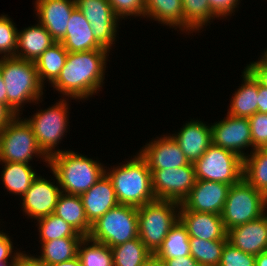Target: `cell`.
I'll use <instances>...</instances> for the list:
<instances>
[{
  "label": "cell",
  "mask_w": 267,
  "mask_h": 266,
  "mask_svg": "<svg viewBox=\"0 0 267 266\" xmlns=\"http://www.w3.org/2000/svg\"><path fill=\"white\" fill-rule=\"evenodd\" d=\"M108 49L68 52L64 67L52 87L72 99H87L100 91L105 79Z\"/></svg>",
  "instance_id": "6da1fadb"
},
{
  "label": "cell",
  "mask_w": 267,
  "mask_h": 266,
  "mask_svg": "<svg viewBox=\"0 0 267 266\" xmlns=\"http://www.w3.org/2000/svg\"><path fill=\"white\" fill-rule=\"evenodd\" d=\"M47 166L58 180L61 192L73 195L85 193L105 174L99 161L71 150L53 154Z\"/></svg>",
  "instance_id": "7a4b0ae2"
},
{
  "label": "cell",
  "mask_w": 267,
  "mask_h": 266,
  "mask_svg": "<svg viewBox=\"0 0 267 266\" xmlns=\"http://www.w3.org/2000/svg\"><path fill=\"white\" fill-rule=\"evenodd\" d=\"M112 169V170H111ZM106 171L114 187L119 204L141 207L156 200L152 190L151 171L138 153L132 160Z\"/></svg>",
  "instance_id": "3957f363"
},
{
  "label": "cell",
  "mask_w": 267,
  "mask_h": 266,
  "mask_svg": "<svg viewBox=\"0 0 267 266\" xmlns=\"http://www.w3.org/2000/svg\"><path fill=\"white\" fill-rule=\"evenodd\" d=\"M0 71L6 86L7 106L16 115H20L25 102L40 101L44 86L40 83L34 62L1 56Z\"/></svg>",
  "instance_id": "277c9868"
},
{
  "label": "cell",
  "mask_w": 267,
  "mask_h": 266,
  "mask_svg": "<svg viewBox=\"0 0 267 266\" xmlns=\"http://www.w3.org/2000/svg\"><path fill=\"white\" fill-rule=\"evenodd\" d=\"M180 206L176 201L156 199L138 208V235L152 254L180 220Z\"/></svg>",
  "instance_id": "5b68a950"
},
{
  "label": "cell",
  "mask_w": 267,
  "mask_h": 266,
  "mask_svg": "<svg viewBox=\"0 0 267 266\" xmlns=\"http://www.w3.org/2000/svg\"><path fill=\"white\" fill-rule=\"evenodd\" d=\"M267 204L262 192L244 178L229 188L221 217L226 231L233 227L259 219L265 214Z\"/></svg>",
  "instance_id": "8992f818"
},
{
  "label": "cell",
  "mask_w": 267,
  "mask_h": 266,
  "mask_svg": "<svg viewBox=\"0 0 267 266\" xmlns=\"http://www.w3.org/2000/svg\"><path fill=\"white\" fill-rule=\"evenodd\" d=\"M91 240L115 247L138 238V208L119 204L92 224Z\"/></svg>",
  "instance_id": "52a82bcc"
},
{
  "label": "cell",
  "mask_w": 267,
  "mask_h": 266,
  "mask_svg": "<svg viewBox=\"0 0 267 266\" xmlns=\"http://www.w3.org/2000/svg\"><path fill=\"white\" fill-rule=\"evenodd\" d=\"M33 156H39L48 163L49 157L40 149L32 128L17 115L0 130V162L29 164Z\"/></svg>",
  "instance_id": "ba28073f"
},
{
  "label": "cell",
  "mask_w": 267,
  "mask_h": 266,
  "mask_svg": "<svg viewBox=\"0 0 267 266\" xmlns=\"http://www.w3.org/2000/svg\"><path fill=\"white\" fill-rule=\"evenodd\" d=\"M196 179L235 184L243 178V158L211 144L194 163Z\"/></svg>",
  "instance_id": "9c48e42d"
},
{
  "label": "cell",
  "mask_w": 267,
  "mask_h": 266,
  "mask_svg": "<svg viewBox=\"0 0 267 266\" xmlns=\"http://www.w3.org/2000/svg\"><path fill=\"white\" fill-rule=\"evenodd\" d=\"M67 103L66 98L60 99L53 106L35 113L33 117L25 118L32 128L40 149L48 157L62 151L60 149L55 150V147L68 129L69 112Z\"/></svg>",
  "instance_id": "30bf717a"
},
{
  "label": "cell",
  "mask_w": 267,
  "mask_h": 266,
  "mask_svg": "<svg viewBox=\"0 0 267 266\" xmlns=\"http://www.w3.org/2000/svg\"><path fill=\"white\" fill-rule=\"evenodd\" d=\"M150 171L152 190L159 200L182 203L197 181L193 163L178 168Z\"/></svg>",
  "instance_id": "8fae6325"
},
{
  "label": "cell",
  "mask_w": 267,
  "mask_h": 266,
  "mask_svg": "<svg viewBox=\"0 0 267 266\" xmlns=\"http://www.w3.org/2000/svg\"><path fill=\"white\" fill-rule=\"evenodd\" d=\"M76 7L90 23L95 39L110 51L120 18L112 10L109 0H75Z\"/></svg>",
  "instance_id": "7c38bea8"
},
{
  "label": "cell",
  "mask_w": 267,
  "mask_h": 266,
  "mask_svg": "<svg viewBox=\"0 0 267 266\" xmlns=\"http://www.w3.org/2000/svg\"><path fill=\"white\" fill-rule=\"evenodd\" d=\"M212 144L230 150L241 158L248 154L243 153L242 149L253 147L251 130L248 118L226 116L221 121L211 124Z\"/></svg>",
  "instance_id": "4fadbf2b"
},
{
  "label": "cell",
  "mask_w": 267,
  "mask_h": 266,
  "mask_svg": "<svg viewBox=\"0 0 267 266\" xmlns=\"http://www.w3.org/2000/svg\"><path fill=\"white\" fill-rule=\"evenodd\" d=\"M231 185L222 182L197 180L179 211H195L220 215Z\"/></svg>",
  "instance_id": "5bb4252c"
},
{
  "label": "cell",
  "mask_w": 267,
  "mask_h": 266,
  "mask_svg": "<svg viewBox=\"0 0 267 266\" xmlns=\"http://www.w3.org/2000/svg\"><path fill=\"white\" fill-rule=\"evenodd\" d=\"M42 176H37L29 190L22 196V208L28 217L39 219L54 213L61 188Z\"/></svg>",
  "instance_id": "9a60e30c"
},
{
  "label": "cell",
  "mask_w": 267,
  "mask_h": 266,
  "mask_svg": "<svg viewBox=\"0 0 267 266\" xmlns=\"http://www.w3.org/2000/svg\"><path fill=\"white\" fill-rule=\"evenodd\" d=\"M139 154L146 160L150 170L178 168L189 164L179 144L170 135L149 142Z\"/></svg>",
  "instance_id": "2e32d148"
},
{
  "label": "cell",
  "mask_w": 267,
  "mask_h": 266,
  "mask_svg": "<svg viewBox=\"0 0 267 266\" xmlns=\"http://www.w3.org/2000/svg\"><path fill=\"white\" fill-rule=\"evenodd\" d=\"M36 15L39 23L56 42H61L67 30L69 18L76 8L75 0H36Z\"/></svg>",
  "instance_id": "e0dca14e"
},
{
  "label": "cell",
  "mask_w": 267,
  "mask_h": 266,
  "mask_svg": "<svg viewBox=\"0 0 267 266\" xmlns=\"http://www.w3.org/2000/svg\"><path fill=\"white\" fill-rule=\"evenodd\" d=\"M228 242L243 252L258 255L267 251V214L227 231Z\"/></svg>",
  "instance_id": "ac0fdd59"
},
{
  "label": "cell",
  "mask_w": 267,
  "mask_h": 266,
  "mask_svg": "<svg viewBox=\"0 0 267 266\" xmlns=\"http://www.w3.org/2000/svg\"><path fill=\"white\" fill-rule=\"evenodd\" d=\"M171 136L179 144L189 163H195L212 144L211 125L192 120Z\"/></svg>",
  "instance_id": "d6986e66"
},
{
  "label": "cell",
  "mask_w": 267,
  "mask_h": 266,
  "mask_svg": "<svg viewBox=\"0 0 267 266\" xmlns=\"http://www.w3.org/2000/svg\"><path fill=\"white\" fill-rule=\"evenodd\" d=\"M80 197L86 218L91 225L107 211L119 205L112 182L106 174Z\"/></svg>",
  "instance_id": "ffe728a7"
},
{
  "label": "cell",
  "mask_w": 267,
  "mask_h": 266,
  "mask_svg": "<svg viewBox=\"0 0 267 266\" xmlns=\"http://www.w3.org/2000/svg\"><path fill=\"white\" fill-rule=\"evenodd\" d=\"M180 221L189 238L202 240L228 239L221 215L195 211H180Z\"/></svg>",
  "instance_id": "44dd1931"
},
{
  "label": "cell",
  "mask_w": 267,
  "mask_h": 266,
  "mask_svg": "<svg viewBox=\"0 0 267 266\" xmlns=\"http://www.w3.org/2000/svg\"><path fill=\"white\" fill-rule=\"evenodd\" d=\"M61 43L68 52L105 49L95 39L90 23L77 7L69 18L67 30Z\"/></svg>",
  "instance_id": "7402d4cb"
},
{
  "label": "cell",
  "mask_w": 267,
  "mask_h": 266,
  "mask_svg": "<svg viewBox=\"0 0 267 266\" xmlns=\"http://www.w3.org/2000/svg\"><path fill=\"white\" fill-rule=\"evenodd\" d=\"M56 41L41 23L18 30L17 50L14 57L35 62Z\"/></svg>",
  "instance_id": "603a6c76"
},
{
  "label": "cell",
  "mask_w": 267,
  "mask_h": 266,
  "mask_svg": "<svg viewBox=\"0 0 267 266\" xmlns=\"http://www.w3.org/2000/svg\"><path fill=\"white\" fill-rule=\"evenodd\" d=\"M242 73L244 83L233 94L227 114L250 118L258 112L259 82L246 68Z\"/></svg>",
  "instance_id": "cb8c5ba5"
},
{
  "label": "cell",
  "mask_w": 267,
  "mask_h": 266,
  "mask_svg": "<svg viewBox=\"0 0 267 266\" xmlns=\"http://www.w3.org/2000/svg\"><path fill=\"white\" fill-rule=\"evenodd\" d=\"M54 214L70 224L79 234L88 237L92 225L88 222L80 195L61 192Z\"/></svg>",
  "instance_id": "d4e9b609"
},
{
  "label": "cell",
  "mask_w": 267,
  "mask_h": 266,
  "mask_svg": "<svg viewBox=\"0 0 267 266\" xmlns=\"http://www.w3.org/2000/svg\"><path fill=\"white\" fill-rule=\"evenodd\" d=\"M183 30L182 0H145L144 17Z\"/></svg>",
  "instance_id": "484cf974"
},
{
  "label": "cell",
  "mask_w": 267,
  "mask_h": 266,
  "mask_svg": "<svg viewBox=\"0 0 267 266\" xmlns=\"http://www.w3.org/2000/svg\"><path fill=\"white\" fill-rule=\"evenodd\" d=\"M84 237H63L41 242L42 253L36 257L47 266L71 260L77 257L78 246Z\"/></svg>",
  "instance_id": "4316f807"
},
{
  "label": "cell",
  "mask_w": 267,
  "mask_h": 266,
  "mask_svg": "<svg viewBox=\"0 0 267 266\" xmlns=\"http://www.w3.org/2000/svg\"><path fill=\"white\" fill-rule=\"evenodd\" d=\"M67 56L68 51L64 48L63 44L56 42L47 48L34 62L40 83L43 86L46 78L51 84L57 79L65 65Z\"/></svg>",
  "instance_id": "83f0119b"
},
{
  "label": "cell",
  "mask_w": 267,
  "mask_h": 266,
  "mask_svg": "<svg viewBox=\"0 0 267 266\" xmlns=\"http://www.w3.org/2000/svg\"><path fill=\"white\" fill-rule=\"evenodd\" d=\"M3 163L5 165L1 173L2 183L9 193L22 197L37 177L36 172L32 169V166L26 163Z\"/></svg>",
  "instance_id": "f1b7e54d"
},
{
  "label": "cell",
  "mask_w": 267,
  "mask_h": 266,
  "mask_svg": "<svg viewBox=\"0 0 267 266\" xmlns=\"http://www.w3.org/2000/svg\"><path fill=\"white\" fill-rule=\"evenodd\" d=\"M190 255L189 235L179 220L167 234L162 245L153 254L157 259H173Z\"/></svg>",
  "instance_id": "f546056e"
},
{
  "label": "cell",
  "mask_w": 267,
  "mask_h": 266,
  "mask_svg": "<svg viewBox=\"0 0 267 266\" xmlns=\"http://www.w3.org/2000/svg\"><path fill=\"white\" fill-rule=\"evenodd\" d=\"M113 266H144L153 256L140 238L111 247Z\"/></svg>",
  "instance_id": "4dcf8cb0"
},
{
  "label": "cell",
  "mask_w": 267,
  "mask_h": 266,
  "mask_svg": "<svg viewBox=\"0 0 267 266\" xmlns=\"http://www.w3.org/2000/svg\"><path fill=\"white\" fill-rule=\"evenodd\" d=\"M243 159V178L255 189L267 190V152L255 149Z\"/></svg>",
  "instance_id": "1f68e13d"
},
{
  "label": "cell",
  "mask_w": 267,
  "mask_h": 266,
  "mask_svg": "<svg viewBox=\"0 0 267 266\" xmlns=\"http://www.w3.org/2000/svg\"><path fill=\"white\" fill-rule=\"evenodd\" d=\"M183 6V31H198L202 29L210 20L216 16L208 0H182Z\"/></svg>",
  "instance_id": "d6a6232c"
},
{
  "label": "cell",
  "mask_w": 267,
  "mask_h": 266,
  "mask_svg": "<svg viewBox=\"0 0 267 266\" xmlns=\"http://www.w3.org/2000/svg\"><path fill=\"white\" fill-rule=\"evenodd\" d=\"M227 242L228 239L202 240L189 238L190 255L200 266H218L223 248Z\"/></svg>",
  "instance_id": "836d02e7"
},
{
  "label": "cell",
  "mask_w": 267,
  "mask_h": 266,
  "mask_svg": "<svg viewBox=\"0 0 267 266\" xmlns=\"http://www.w3.org/2000/svg\"><path fill=\"white\" fill-rule=\"evenodd\" d=\"M77 256L82 266H113L111 248L89 237H84L79 243Z\"/></svg>",
  "instance_id": "e575fe53"
},
{
  "label": "cell",
  "mask_w": 267,
  "mask_h": 266,
  "mask_svg": "<svg viewBox=\"0 0 267 266\" xmlns=\"http://www.w3.org/2000/svg\"><path fill=\"white\" fill-rule=\"evenodd\" d=\"M37 222L41 242L63 237H84L54 213L37 219Z\"/></svg>",
  "instance_id": "d590c367"
},
{
  "label": "cell",
  "mask_w": 267,
  "mask_h": 266,
  "mask_svg": "<svg viewBox=\"0 0 267 266\" xmlns=\"http://www.w3.org/2000/svg\"><path fill=\"white\" fill-rule=\"evenodd\" d=\"M7 16H0V55L14 57L17 50L18 30Z\"/></svg>",
  "instance_id": "8d00e7d4"
},
{
  "label": "cell",
  "mask_w": 267,
  "mask_h": 266,
  "mask_svg": "<svg viewBox=\"0 0 267 266\" xmlns=\"http://www.w3.org/2000/svg\"><path fill=\"white\" fill-rule=\"evenodd\" d=\"M256 255L243 252L227 242L218 266H255Z\"/></svg>",
  "instance_id": "74e56055"
},
{
  "label": "cell",
  "mask_w": 267,
  "mask_h": 266,
  "mask_svg": "<svg viewBox=\"0 0 267 266\" xmlns=\"http://www.w3.org/2000/svg\"><path fill=\"white\" fill-rule=\"evenodd\" d=\"M253 147L264 149L267 146V114L255 113L248 118Z\"/></svg>",
  "instance_id": "f35d334b"
},
{
  "label": "cell",
  "mask_w": 267,
  "mask_h": 266,
  "mask_svg": "<svg viewBox=\"0 0 267 266\" xmlns=\"http://www.w3.org/2000/svg\"><path fill=\"white\" fill-rule=\"evenodd\" d=\"M112 10L121 19L127 16H143L145 0H109Z\"/></svg>",
  "instance_id": "ab89813d"
},
{
  "label": "cell",
  "mask_w": 267,
  "mask_h": 266,
  "mask_svg": "<svg viewBox=\"0 0 267 266\" xmlns=\"http://www.w3.org/2000/svg\"><path fill=\"white\" fill-rule=\"evenodd\" d=\"M239 1L240 0H208V3L216 18H224L235 12L234 10L239 4Z\"/></svg>",
  "instance_id": "60d3db41"
},
{
  "label": "cell",
  "mask_w": 267,
  "mask_h": 266,
  "mask_svg": "<svg viewBox=\"0 0 267 266\" xmlns=\"http://www.w3.org/2000/svg\"><path fill=\"white\" fill-rule=\"evenodd\" d=\"M245 68L261 85L267 87V56L265 54L259 61L251 62Z\"/></svg>",
  "instance_id": "b9f144b4"
},
{
  "label": "cell",
  "mask_w": 267,
  "mask_h": 266,
  "mask_svg": "<svg viewBox=\"0 0 267 266\" xmlns=\"http://www.w3.org/2000/svg\"><path fill=\"white\" fill-rule=\"evenodd\" d=\"M9 237L10 236H7L6 233L0 231V262H8L9 257L10 259H16L21 253L20 251H17L12 255L14 246Z\"/></svg>",
  "instance_id": "7bdbcfd3"
},
{
  "label": "cell",
  "mask_w": 267,
  "mask_h": 266,
  "mask_svg": "<svg viewBox=\"0 0 267 266\" xmlns=\"http://www.w3.org/2000/svg\"><path fill=\"white\" fill-rule=\"evenodd\" d=\"M159 260L163 262L164 266H200L191 255Z\"/></svg>",
  "instance_id": "ee69618b"
},
{
  "label": "cell",
  "mask_w": 267,
  "mask_h": 266,
  "mask_svg": "<svg viewBox=\"0 0 267 266\" xmlns=\"http://www.w3.org/2000/svg\"><path fill=\"white\" fill-rule=\"evenodd\" d=\"M13 266H47L39 261L35 256L27 255L21 252L15 259Z\"/></svg>",
  "instance_id": "f6af8a7d"
},
{
  "label": "cell",
  "mask_w": 267,
  "mask_h": 266,
  "mask_svg": "<svg viewBox=\"0 0 267 266\" xmlns=\"http://www.w3.org/2000/svg\"><path fill=\"white\" fill-rule=\"evenodd\" d=\"M16 116L6 104L0 102V130L4 129Z\"/></svg>",
  "instance_id": "bcb514c9"
},
{
  "label": "cell",
  "mask_w": 267,
  "mask_h": 266,
  "mask_svg": "<svg viewBox=\"0 0 267 266\" xmlns=\"http://www.w3.org/2000/svg\"><path fill=\"white\" fill-rule=\"evenodd\" d=\"M258 113L267 114V87L259 83Z\"/></svg>",
  "instance_id": "7dc6e473"
},
{
  "label": "cell",
  "mask_w": 267,
  "mask_h": 266,
  "mask_svg": "<svg viewBox=\"0 0 267 266\" xmlns=\"http://www.w3.org/2000/svg\"><path fill=\"white\" fill-rule=\"evenodd\" d=\"M0 102L7 105V93H6V86L0 71Z\"/></svg>",
  "instance_id": "c3c4849f"
},
{
  "label": "cell",
  "mask_w": 267,
  "mask_h": 266,
  "mask_svg": "<svg viewBox=\"0 0 267 266\" xmlns=\"http://www.w3.org/2000/svg\"><path fill=\"white\" fill-rule=\"evenodd\" d=\"M255 266H267V251L256 255Z\"/></svg>",
  "instance_id": "681fc988"
},
{
  "label": "cell",
  "mask_w": 267,
  "mask_h": 266,
  "mask_svg": "<svg viewBox=\"0 0 267 266\" xmlns=\"http://www.w3.org/2000/svg\"><path fill=\"white\" fill-rule=\"evenodd\" d=\"M52 266H82L79 257H75L71 260L64 261L61 263L54 264Z\"/></svg>",
  "instance_id": "f907efd6"
},
{
  "label": "cell",
  "mask_w": 267,
  "mask_h": 266,
  "mask_svg": "<svg viewBox=\"0 0 267 266\" xmlns=\"http://www.w3.org/2000/svg\"><path fill=\"white\" fill-rule=\"evenodd\" d=\"M144 266H164L163 262L152 256V258L144 264Z\"/></svg>",
  "instance_id": "816d5d0a"
},
{
  "label": "cell",
  "mask_w": 267,
  "mask_h": 266,
  "mask_svg": "<svg viewBox=\"0 0 267 266\" xmlns=\"http://www.w3.org/2000/svg\"><path fill=\"white\" fill-rule=\"evenodd\" d=\"M15 259H11L9 262H0V266H13Z\"/></svg>",
  "instance_id": "f5cc1de1"
},
{
  "label": "cell",
  "mask_w": 267,
  "mask_h": 266,
  "mask_svg": "<svg viewBox=\"0 0 267 266\" xmlns=\"http://www.w3.org/2000/svg\"><path fill=\"white\" fill-rule=\"evenodd\" d=\"M263 195H264L265 202L267 204V190L263 193Z\"/></svg>",
  "instance_id": "db71d44e"
}]
</instances>
